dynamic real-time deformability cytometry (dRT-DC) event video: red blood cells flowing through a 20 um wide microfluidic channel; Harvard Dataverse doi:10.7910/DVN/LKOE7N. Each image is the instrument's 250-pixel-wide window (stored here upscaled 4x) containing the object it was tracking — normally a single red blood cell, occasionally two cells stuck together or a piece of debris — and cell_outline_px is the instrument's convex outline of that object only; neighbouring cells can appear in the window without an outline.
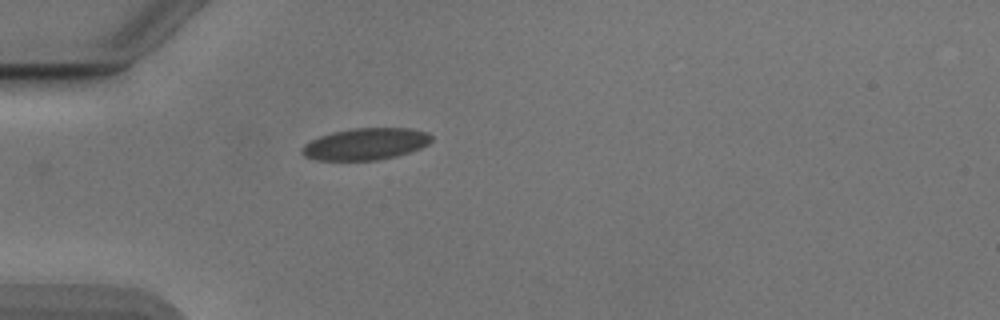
{"species": "Egyptian fruit bat (a non-hibernating species)", "species_latin": "Rousettus aegyptiacus", "temperature_condition": "cold", "stored_images_in_passage": 25, "camera_frame_rate_fps": 3000, "um_per_image_px": 0.085, "animal": {"sex": "male"}, "frame": {"image": 1, "passage_image": 1, "time_ms": 0.0, "image_size_px": [1000, 320], "cell_outline_px": [[432, 140], [428, 144], [420, 148], [396, 156], [376, 160], [316, 160], [304, 156], [300, 152], [304, 144], [320, 136], [332, 132], [352, 128], [408, 128], [428, 132], [432, 136]], "centroid_in_image_um": [31.07, 12.23], "position_along_channel_um": 53.9, "area_um2": 23.93}}
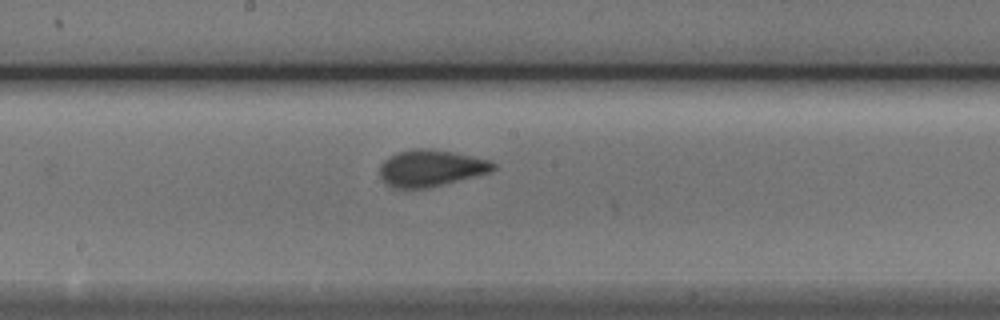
{"frame": {"image": 2, "passage_image": 14, "time_ms": 4.333, "image_size_px": [1000, 320], "cell_outline_px": [[496, 168], [492, 172], [428, 188], [392, 188], [380, 176], [380, 164], [384, 160], [400, 152], [416, 148], [432, 148], [472, 156], [488, 160], [496, 164]], "centroid_in_image_um": [36.65, 14.29], "position_along_channel_um": 211.6, "area_um2": 24.1}}
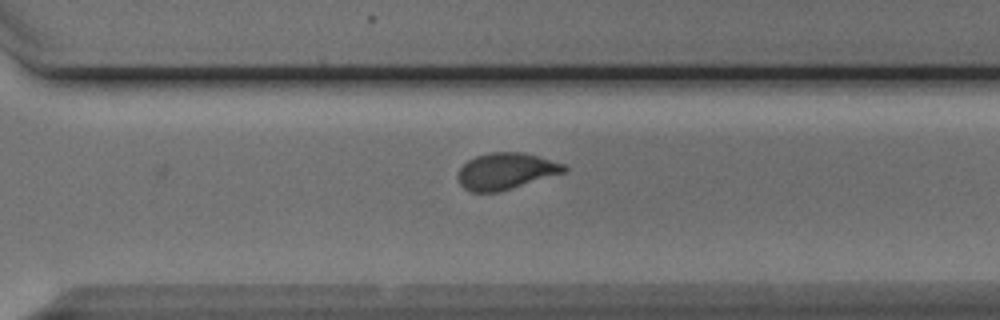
{"frame": {"image": 3, "passage_image": 23, "time_ms": 7.333, "image_size_px": [1000, 320], "cell_outline_px": [[568, 168], [564, 172], [500, 192], [472, 192], [464, 188], [460, 184], [456, 176], [460, 168], [468, 160], [476, 156], [492, 152], [524, 152], [564, 164]], "centroid_in_image_um": [42.97, 14.55], "position_along_channel_um": 327.6, "area_um2": 22.48}}